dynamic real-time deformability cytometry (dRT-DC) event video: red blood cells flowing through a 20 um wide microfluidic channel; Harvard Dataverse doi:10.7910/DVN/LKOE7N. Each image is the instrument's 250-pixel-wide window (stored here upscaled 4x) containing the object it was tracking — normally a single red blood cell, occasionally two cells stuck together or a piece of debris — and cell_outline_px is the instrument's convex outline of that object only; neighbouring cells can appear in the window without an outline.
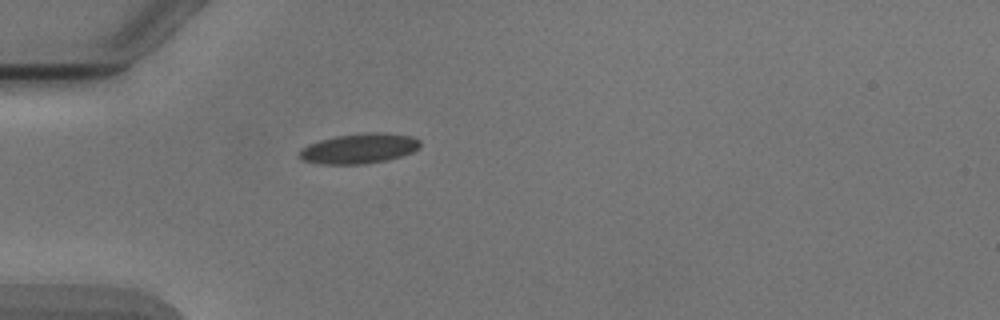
{"species": "Egyptian fruit bat (a non-hibernating species)", "species_latin": "Rousettus aegyptiacus", "temperature_condition": "cold", "stored_images_in_passage": 1, "camera_frame_rate_fps": 3000, "um_per_image_px": 0.085, "animal": {"sex": "male"}, "frame": {"image": 1, "passage_image": 1, "time_ms": 0.0, "image_size_px": [1000, 320], "cell_outline_px": [[420, 148], [412, 152], [388, 160], [364, 164], [320, 164], [304, 160], [296, 156], [308, 144], [320, 140], [336, 136], [364, 132], [384, 132], [412, 136], [420, 140]], "centroid_in_image_um": [30.55, 12.62], "position_along_channel_um": 54.4, "area_um2": 21.27}}